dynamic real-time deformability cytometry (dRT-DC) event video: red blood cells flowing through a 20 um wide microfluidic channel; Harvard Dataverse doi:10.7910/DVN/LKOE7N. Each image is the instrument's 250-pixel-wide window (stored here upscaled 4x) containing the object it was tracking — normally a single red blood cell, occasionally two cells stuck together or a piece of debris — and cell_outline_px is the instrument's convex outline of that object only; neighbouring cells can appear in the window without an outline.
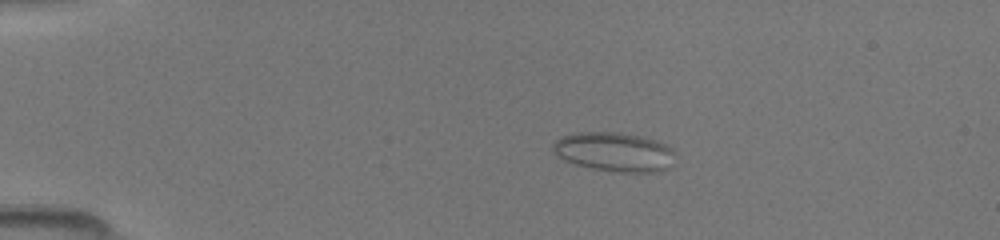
{"species": "common noctule bat (a hibernating species)", "species_latin": "Nyctalus noctula", "temperature_condition": "room temperature", "stored_images_in_passage": 50, "camera_frame_rate_fps": 3000, "um_per_image_px": 0.085, "animal": {"sex": "female", "body_mass_g": 19.5, "forearm_length_mm": 54.1}, "frame": {"image": 1, "passage_image": 10, "time_ms": 3.0, "image_size_px": [1000, 240], "cell_outline_px": [[672, 168], [660, 172], [612, 172], [592, 168], [576, 164], [564, 160], [552, 148], [552, 144], [556, 140], [564, 136], [580, 132], [612, 132], [636, 136], [652, 140], [664, 144], [672, 148]], "centroid_in_image_um": [52.23, 12.94], "position_along_channel_um": 32.8, "area_um2": 27.51}}
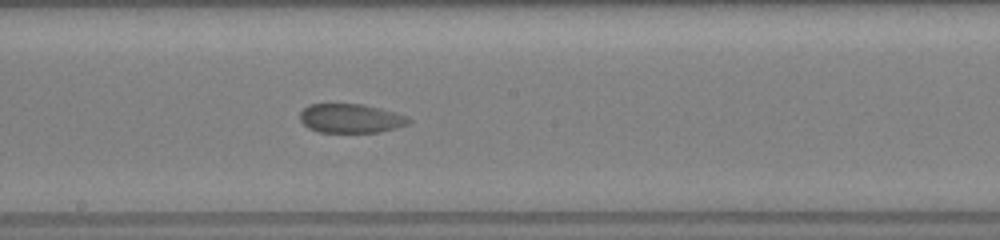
{"frame": {"image": 2, "passage_image": 28, "time_ms": 9.0, "image_size_px": [1000, 240], "cell_outline_px": [[412, 120], [408, 124], [396, 128], [376, 132], [316, 132], [308, 128], [300, 120], [300, 112], [308, 104], [364, 104], [380, 108], [404, 116]], "centroid_in_image_um": [29.76, 10.06], "position_along_channel_um": 218.4, "area_um2": 18.32}}
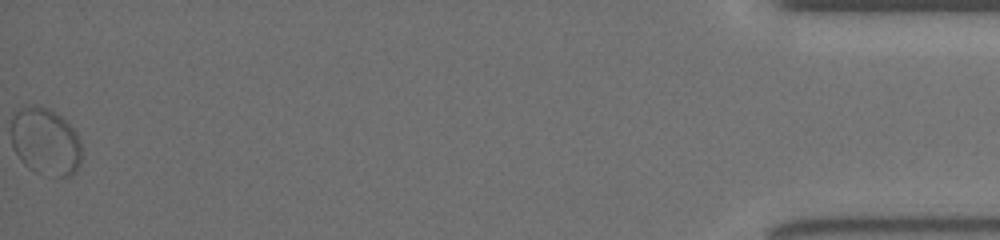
{"frame": {"image": 3, "passage_image": 50, "time_ms": 16.333, "image_size_px": [1000, 240], "cell_outline_px": [[80, 164], [76, 172], [72, 176], [60, 176], [36, 172], [28, 168], [20, 160], [12, 144], [12, 116], [16, 112], [32, 104], [56, 112], [76, 132], [80, 144]], "centroid_in_image_um": [3.86, 12.05], "position_along_channel_um": 431.3, "area_um2": 27.28}}